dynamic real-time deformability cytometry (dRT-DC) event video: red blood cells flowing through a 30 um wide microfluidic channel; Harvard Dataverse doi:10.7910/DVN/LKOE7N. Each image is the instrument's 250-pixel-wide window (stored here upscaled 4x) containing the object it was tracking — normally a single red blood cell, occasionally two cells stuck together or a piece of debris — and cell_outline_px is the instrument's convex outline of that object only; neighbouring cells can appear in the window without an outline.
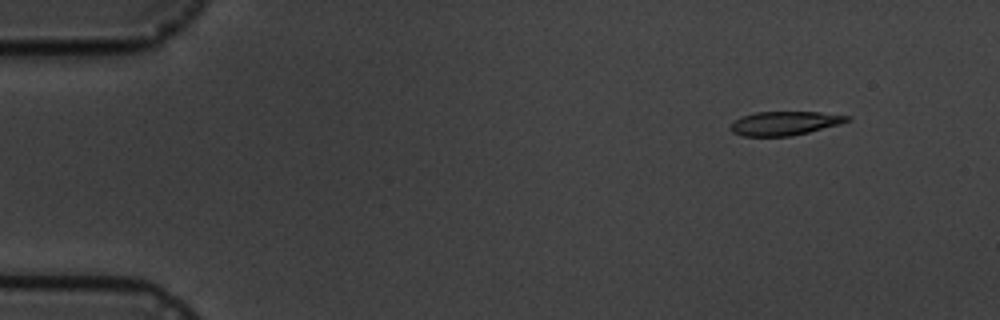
{"species": "common noctule bat (a hibernating species)", "species_latin": "Nyctalus noctula", "temperature_condition": "cold", "stored_images_in_passage": 5, "segment_of_instrument_passage": [2, 2], "camera_frame_rate_fps": 3000, "um_per_image_px": 0.085, "animal": {"sex": "male", "body_mass_g": 19.5, "forearm_length_mm": 54.6}, "frame": {"image": 1, "passage_image": 5, "time_ms": 4.667, "image_size_px": [1000, 320], "cell_outline_px": [[852, 120], [840, 124], [792, 136], [744, 136], [732, 132], [728, 128], [736, 120], [744, 116], [756, 112], [820, 112], [852, 116]], "centroid_in_image_um": [66.74, 10.48], "position_along_channel_um": 18.3, "area_um2": 16.18}}